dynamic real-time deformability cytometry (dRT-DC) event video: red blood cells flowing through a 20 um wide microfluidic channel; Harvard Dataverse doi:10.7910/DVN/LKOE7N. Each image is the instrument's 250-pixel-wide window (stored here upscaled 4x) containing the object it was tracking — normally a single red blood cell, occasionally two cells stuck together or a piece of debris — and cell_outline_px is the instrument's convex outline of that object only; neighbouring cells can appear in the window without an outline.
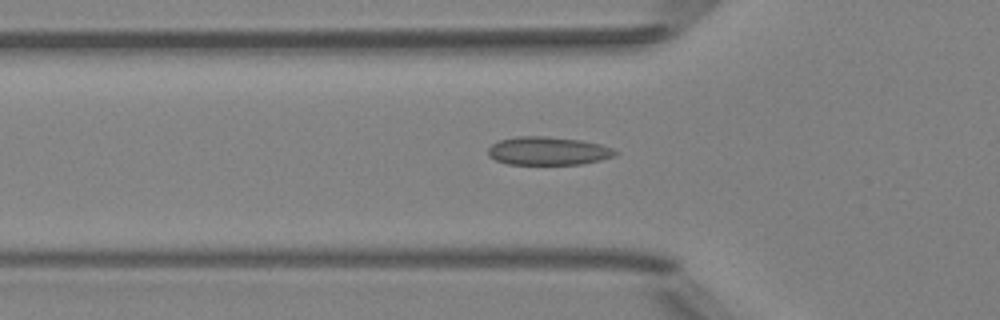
{"species": "Egyptian fruit bat (a non-hibernating species)", "species_latin": "Rousettus aegyptiacus", "temperature_condition": "room temperature", "stored_images_in_passage": 42, "camera_frame_rate_fps": 3000, "um_per_image_px": 0.085, "animal": {"sex": "female"}, "frame": {"image": 1, "passage_image": 18, "time_ms": 5.667, "image_size_px": [1000, 320], "cell_outline_px": [[620, 152], [612, 156], [600, 160], [580, 164], [508, 164], [496, 160], [488, 156], [488, 148], [492, 144], [500, 140], [516, 136], [544, 136], [580, 140], [600, 144], [612, 148]], "centroid_in_image_um": [46.56, 12.82], "position_along_channel_um": 79.2, "area_um2": 20.87}}
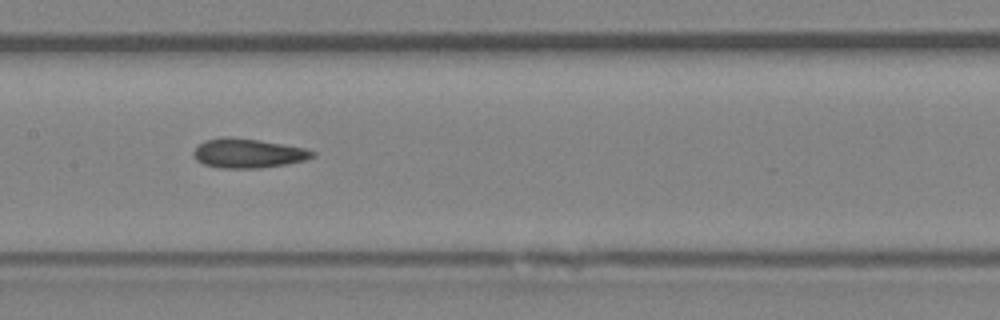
{"frame": {"image": 2, "passage_image": 26, "time_ms": 8.333, "image_size_px": [1000, 320], "cell_outline_px": [[316, 156], [304, 160], [284, 164], [260, 168], [220, 168], [204, 164], [196, 160], [192, 152], [204, 140], [220, 136], [228, 136], [260, 140], [304, 148], [316, 152]], "centroid_in_image_um": [21.05, 13.01], "position_along_channel_um": 186.3, "area_um2": 20.35}}
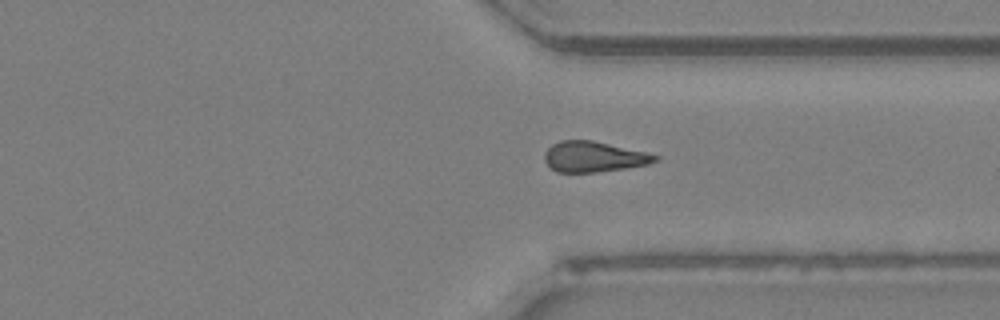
{"frame": {"image": 3, "passage_image": 39, "time_ms": 12.667, "image_size_px": [1000, 320], "cell_outline_px": [[660, 160], [648, 164], [624, 168], [596, 172], [556, 172], [544, 160], [544, 152], [552, 144], [560, 140], [592, 140], [644, 152], [660, 156]], "centroid_in_image_um": [50.45, 13.32], "position_along_channel_um": 361.0, "area_um2": 19.54}}